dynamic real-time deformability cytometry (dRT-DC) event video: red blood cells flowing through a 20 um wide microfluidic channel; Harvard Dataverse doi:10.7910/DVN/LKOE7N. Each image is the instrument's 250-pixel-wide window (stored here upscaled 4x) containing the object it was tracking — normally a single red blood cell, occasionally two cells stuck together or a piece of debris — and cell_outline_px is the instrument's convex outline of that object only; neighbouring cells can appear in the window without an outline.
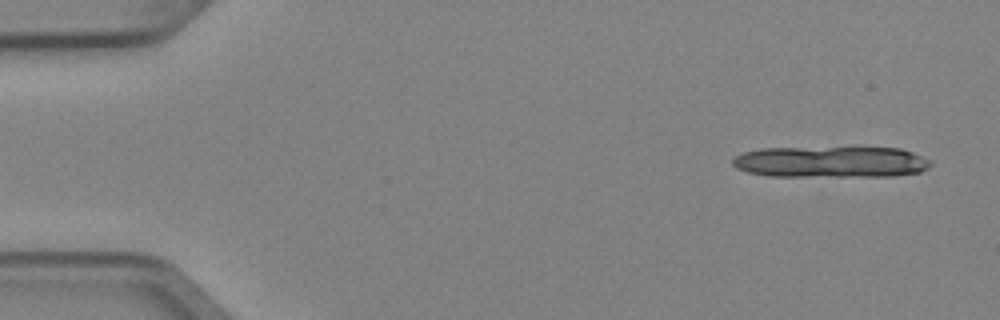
{"species": "Egyptian fruit bat (a non-hibernating species)", "species_latin": "Rousettus aegyptiacus", "temperature_condition": "cold", "stored_images_in_passage": 5, "camera_frame_rate_fps": 3000, "um_per_image_px": 0.085, "animal": {"sex": "female"}, "frame": {"image": 1, "passage_image": 1, "time_ms": 0.0, "image_size_px": [1000, 320], "cell_outline_px": [[932, 164], [928, 168], [920, 172], [892, 176], [768, 176], [748, 172], [736, 168], [732, 164], [732, 160], [736, 156], [744, 152], [760, 148], [900, 148], [912, 152], [932, 160]], "centroid_in_image_um": [70.64, 13.77], "position_along_channel_um": 14.4, "area_um2": 36.13}}
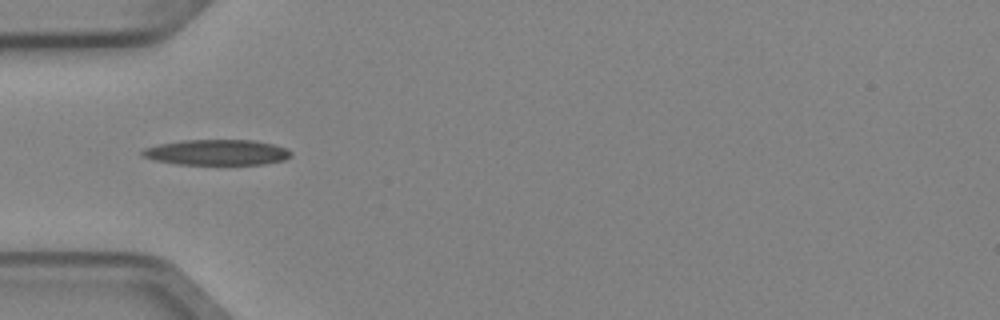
{"frame": {"image": 2, "passage_image": 4, "time_ms": 1.0, "image_size_px": [1000, 320], "cell_outline_px": [[292, 156], [284, 160], [264, 164], [176, 164], [156, 160], [144, 156], [140, 152], [144, 148], [160, 144], [184, 140], [252, 140], [272, 144], [288, 148], [292, 152]], "centroid_in_image_um": [18.48, 12.95], "position_along_channel_um": 66.5, "area_um2": 22.02}}
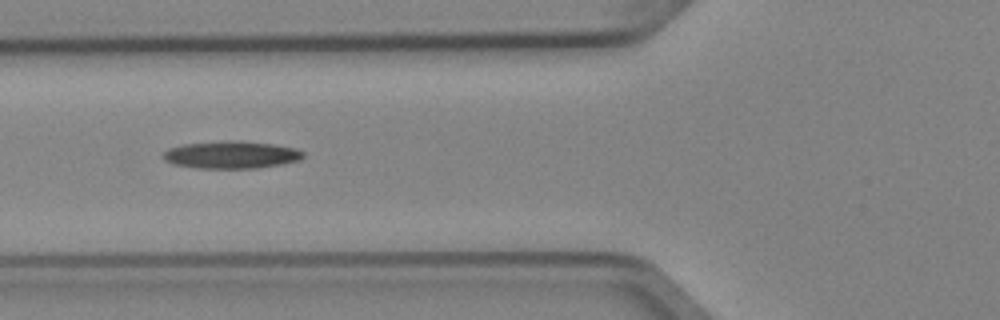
{"frame": {"image": 3, "passage_image": 5, "time_ms": 1.333, "image_size_px": [1000, 320], "cell_outline_px": [[304, 156], [300, 160], [280, 164], [256, 168], [196, 168], [172, 164], [164, 160], [160, 156], [168, 148], [184, 144], [228, 140], [240, 140], [272, 144], [296, 148], [304, 152]], "centroid_in_image_um": [19.63, 13.15], "position_along_channel_um": 106.2, "area_um2": 22.54}}